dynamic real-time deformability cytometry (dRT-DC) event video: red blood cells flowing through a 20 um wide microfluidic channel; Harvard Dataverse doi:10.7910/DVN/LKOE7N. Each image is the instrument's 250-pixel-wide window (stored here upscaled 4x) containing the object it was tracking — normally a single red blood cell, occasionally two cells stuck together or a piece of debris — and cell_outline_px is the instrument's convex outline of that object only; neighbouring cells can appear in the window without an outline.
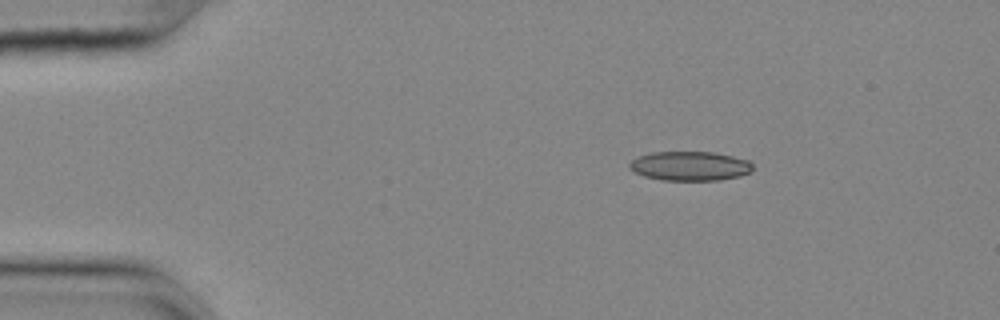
{"species": "common noctule bat (a hibernating species)", "species_latin": "Nyctalus noctula", "temperature_condition": "cold", "stored_images_in_passage": 8, "camera_frame_rate_fps": 3000, "um_per_image_px": 0.085, "animal": {"sex": "female", "body_mass_g": 25.1}, "frame": {"image": 1, "passage_image": 1, "time_ms": 0.0, "image_size_px": [1000, 320], "cell_outline_px": [[752, 172], [740, 176], [720, 180], [660, 180], [644, 176], [628, 168], [628, 164], [632, 160], [640, 156], [652, 152], [712, 152], [752, 160]], "centroid_in_image_um": [58.68, 14.11], "position_along_channel_um": 26.3, "area_um2": 21.15}}